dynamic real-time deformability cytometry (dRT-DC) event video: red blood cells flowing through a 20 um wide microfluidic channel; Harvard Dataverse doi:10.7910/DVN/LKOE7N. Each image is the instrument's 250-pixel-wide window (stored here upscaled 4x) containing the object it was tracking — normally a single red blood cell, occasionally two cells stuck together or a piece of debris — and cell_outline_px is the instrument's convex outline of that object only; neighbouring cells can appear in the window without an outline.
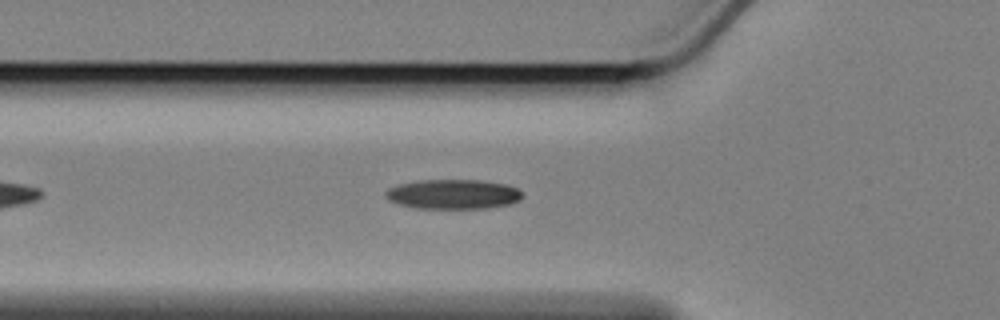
{"species": "Egyptian fruit bat (a non-hibernating species)", "species_latin": "Rousettus aegyptiacus", "temperature_condition": "cold", "stored_images_in_passage": 39, "camera_frame_rate_fps": 3000, "um_per_image_px": 0.085, "animal": {"sex": "female"}, "frame": {"image": 1, "passage_image": 8, "time_ms": 2.333, "image_size_px": [1000, 320], "cell_outline_px": [[524, 196], [520, 200], [508, 204], [484, 208], [416, 208], [400, 204], [388, 200], [384, 196], [384, 192], [388, 188], [400, 184], [416, 180], [484, 180], [504, 184], [516, 188]], "centroid_in_image_um": [38.48, 16.5], "position_along_channel_um": 87.3, "area_um2": 23.58}}
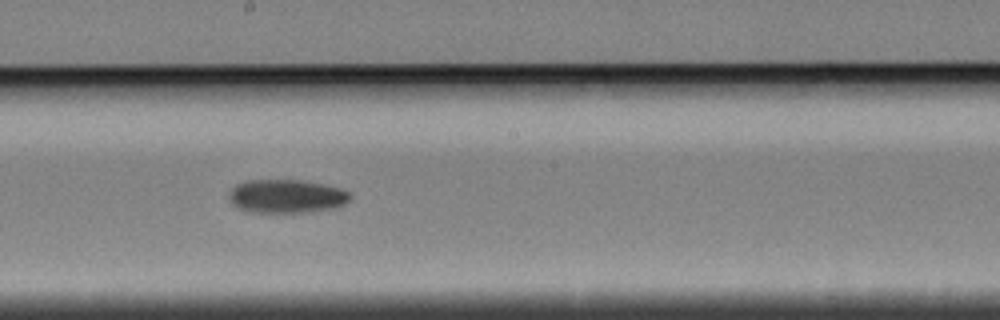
{"frame": {"image": 2, "passage_image": 20, "time_ms": 6.333, "image_size_px": [1000, 320], "cell_outline_px": [[352, 196], [344, 204], [336, 208], [308, 212], [248, 212], [232, 204], [228, 196], [232, 188], [236, 184], [248, 180], [300, 180], [340, 188], [348, 192]], "centroid_in_image_um": [24.34, 16.68], "position_along_channel_um": 223.9, "area_um2": 23.58}}
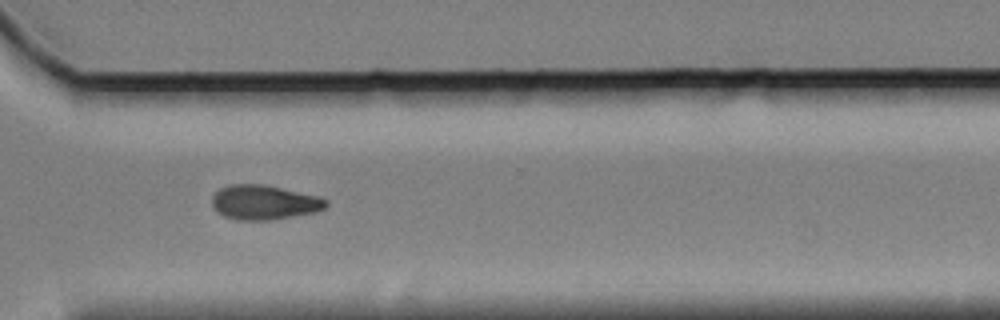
{"frame": {"image": 3, "passage_image": 31, "time_ms": 10.0, "image_size_px": [1000, 320], "cell_outline_px": [[328, 204], [324, 208], [316, 212], [296, 216], [272, 220], [236, 220], [224, 216], [212, 204], [212, 196], [220, 188], [228, 184], [260, 184], [280, 188], [316, 196], [328, 200]], "centroid_in_image_um": [22.45, 17.21], "position_along_channel_um": 348.2, "area_um2": 22.77}, "authors_computed_cell_mechanics": {"area_um2": 23.2934, "velocity_mm_per_s": 3.3916, "shape_relaxation_time_tau1_ms": 4.0284, "shape_relaxation_time_tau2_ms": null, "deformation_change_tau1": 0.1175, "deformation_change_tau2": null}}